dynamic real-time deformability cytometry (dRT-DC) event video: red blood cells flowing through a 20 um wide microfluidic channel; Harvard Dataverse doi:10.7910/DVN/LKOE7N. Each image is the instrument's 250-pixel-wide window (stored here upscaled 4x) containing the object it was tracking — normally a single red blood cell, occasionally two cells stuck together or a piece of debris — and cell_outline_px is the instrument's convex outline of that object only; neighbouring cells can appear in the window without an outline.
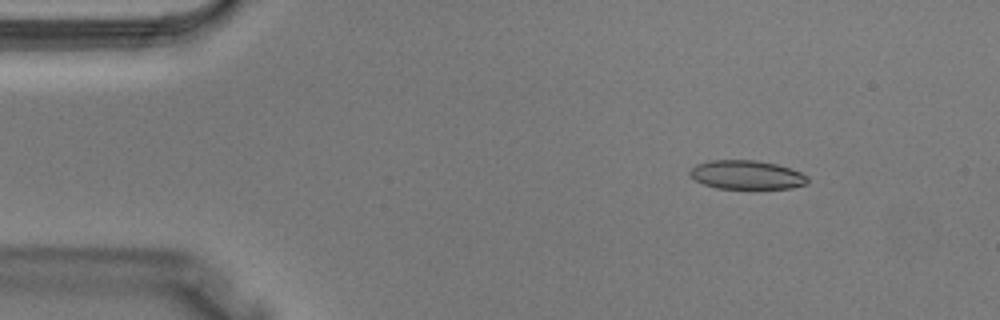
{"species": "Egyptian fruit bat (a non-hibernating species)", "species_latin": "Rousettus aegyptiacus", "temperature_condition": "warm", "stored_images_in_passage": 3, "camera_frame_rate_fps": 3000, "um_per_image_px": 0.085, "animal": {"sex": "male"}, "frame": {"image": 1, "passage_image": 1, "time_ms": 0.0, "image_size_px": [1000, 320], "cell_outline_px": [[808, 184], [792, 188], [716, 188], [704, 184], [696, 180], [688, 172], [696, 164], [708, 160], [756, 160], [776, 164], [800, 172], [808, 176]], "centroid_in_image_um": [63.47, 14.85], "position_along_channel_um": 21.5, "area_um2": 19.71}}
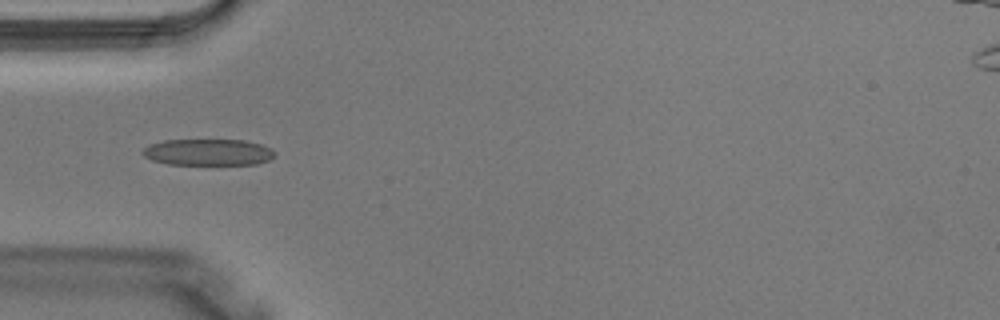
{"frame": {"image": 2, "passage_image": 3, "time_ms": 0.667, "image_size_px": [1000, 320], "cell_outline_px": [[276, 156], [268, 160], [256, 164], [168, 164], [152, 160], [144, 156], [140, 152], [148, 144], [164, 140], [244, 140], [260, 144], [272, 148], [276, 152]], "centroid_in_image_um": [17.69, 12.93], "position_along_channel_um": 67.3, "area_um2": 20.46}}